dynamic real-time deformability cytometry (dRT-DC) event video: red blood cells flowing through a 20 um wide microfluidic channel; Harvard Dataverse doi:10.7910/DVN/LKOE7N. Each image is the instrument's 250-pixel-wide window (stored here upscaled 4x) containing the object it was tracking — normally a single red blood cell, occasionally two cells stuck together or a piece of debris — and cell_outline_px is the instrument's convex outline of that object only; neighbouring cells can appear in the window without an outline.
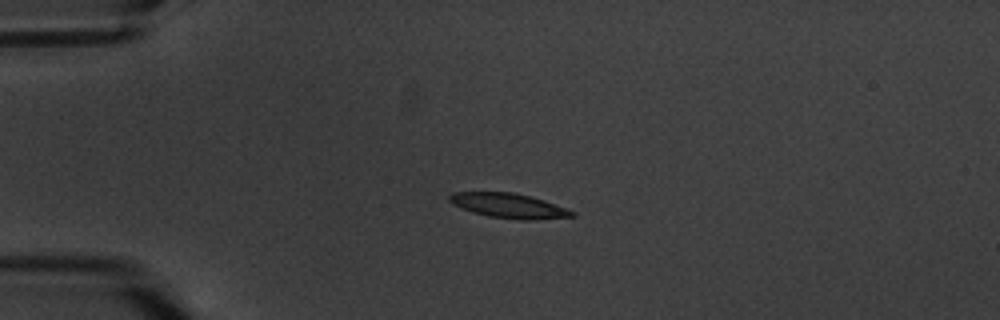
{"species": "common noctule bat (a hibernating species)", "species_latin": "Nyctalus noctula", "temperature_condition": "warm", "stored_images_in_passage": 2, "camera_frame_rate_fps": 3000, "um_per_image_px": 0.085, "animal": {"sex": "male", "body_mass_g": 20.1, "forearm_length_mm": 53.5}, "frame": {"image": 1, "passage_image": 1, "time_ms": 0.0, "image_size_px": [1000, 320], "cell_outline_px": [[576, 216], [536, 220], [520, 220], [488, 216], [472, 212], [452, 204], [448, 200], [448, 196], [452, 192], [512, 192], [532, 196], [544, 200], [576, 212]], "centroid_in_image_um": [43.25, 17.48], "position_along_channel_um": 41.7, "area_um2": 17.8}}